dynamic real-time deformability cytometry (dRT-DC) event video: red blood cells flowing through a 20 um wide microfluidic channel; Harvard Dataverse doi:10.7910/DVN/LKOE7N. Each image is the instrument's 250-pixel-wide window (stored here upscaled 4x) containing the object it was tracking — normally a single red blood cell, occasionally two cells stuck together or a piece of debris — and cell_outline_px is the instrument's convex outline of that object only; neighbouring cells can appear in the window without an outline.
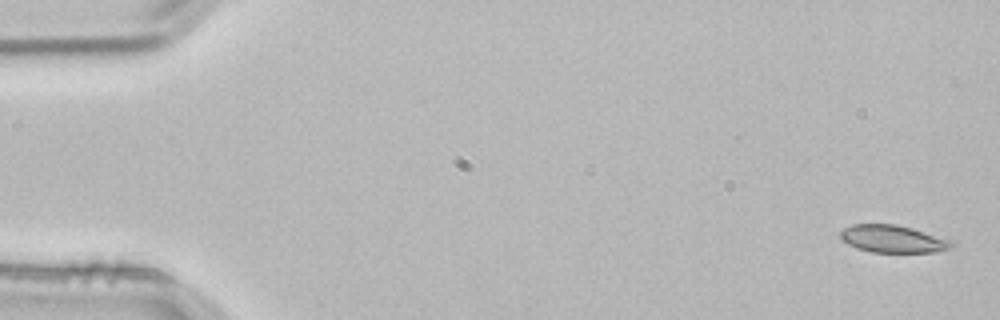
{"species": "common noctule bat (a hibernating species)", "species_latin": "Nyctalus noctula", "temperature_condition": "room temperature", "stored_images_in_passage": 5, "camera_frame_rate_fps": 3000, "um_per_image_px": 0.085, "animal": {"sex": "male", "body_mass_g": 21.5, "forearm_length_mm": 52.0}, "frame": {"image": 1, "passage_image": 1, "time_ms": 0.0, "image_size_px": [1000, 320], "cell_outline_px": [[956, 248], [940, 252], [872, 252], [856, 248], [840, 240], [840, 232], [844, 228], [852, 224], [896, 224], [912, 228], [952, 240], [956, 244]], "centroid_in_image_um": [75.95, 20.32], "position_along_channel_um": 9.1, "area_um2": 18.15}}
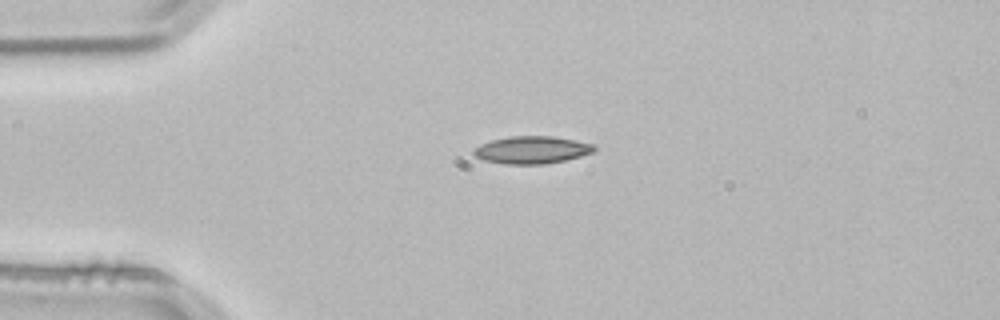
{"frame": {"image": 2, "passage_image": 5, "time_ms": 1.333, "image_size_px": [1000, 320], "cell_outline_px": [[596, 152], [564, 160], [544, 164], [504, 164], [484, 160], [476, 156], [472, 152], [472, 148], [480, 144], [492, 140], [512, 136], [552, 136], [576, 140], [592, 144], [596, 148]], "centroid_in_image_um": [45.2, 12.74], "position_along_channel_um": 39.8, "area_um2": 19.31}}